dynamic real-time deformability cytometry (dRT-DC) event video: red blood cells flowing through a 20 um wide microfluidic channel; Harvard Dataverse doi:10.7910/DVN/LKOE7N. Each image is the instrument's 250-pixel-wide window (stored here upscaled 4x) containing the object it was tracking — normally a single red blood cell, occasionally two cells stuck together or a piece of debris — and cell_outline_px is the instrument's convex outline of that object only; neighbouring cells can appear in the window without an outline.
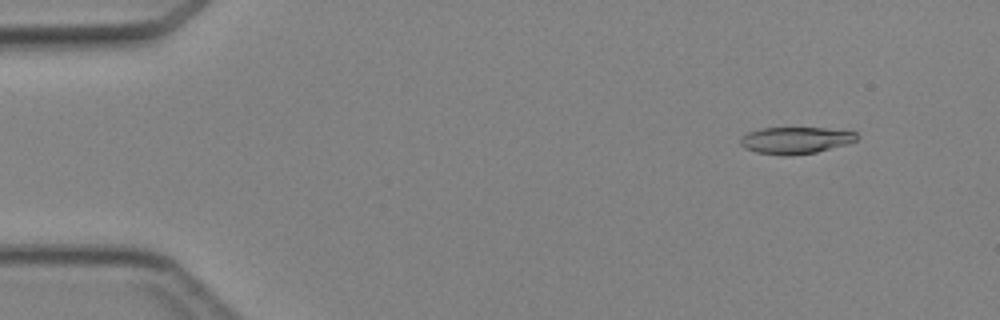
{"species": "Egyptian fruit bat (a non-hibernating species)", "species_latin": "Rousettus aegyptiacus", "temperature_condition": "cold", "stored_images_in_passage": 4, "camera_frame_rate_fps": 3000, "um_per_image_px": 0.085, "animal": {"sex": "female"}, "frame": {"image": 1, "passage_image": 2, "time_ms": 1.333, "image_size_px": [1000, 320], "cell_outline_px": [[860, 136], [856, 140], [848, 144], [816, 152], [756, 152], [744, 148], [740, 144], [740, 140], [748, 132], [760, 128], [824, 128], [856, 132]], "centroid_in_image_um": [67.68, 11.87], "position_along_channel_um": 17.3, "area_um2": 17.28}}
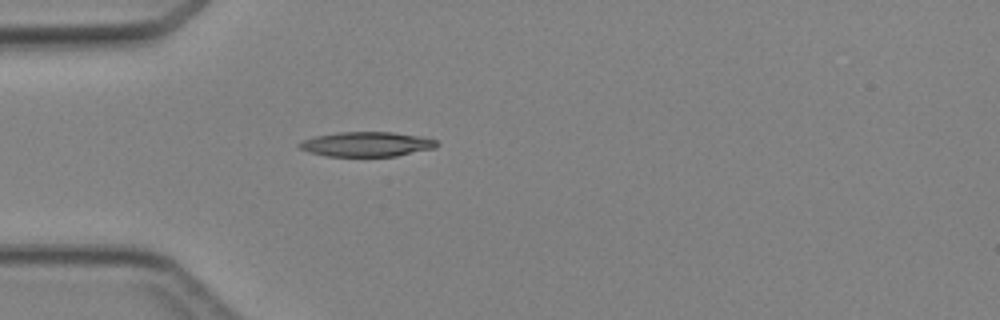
{"frame": {"image": 2, "passage_image": 4, "time_ms": 4.333, "image_size_px": [1000, 320], "cell_outline_px": [[440, 144], [436, 148], [396, 156], [324, 156], [308, 152], [300, 148], [296, 144], [304, 140], [316, 136], [340, 132], [392, 132], [420, 136], [436, 140]], "centroid_in_image_um": [31.18, 12.26], "position_along_channel_um": 53.8, "area_um2": 19.83}}